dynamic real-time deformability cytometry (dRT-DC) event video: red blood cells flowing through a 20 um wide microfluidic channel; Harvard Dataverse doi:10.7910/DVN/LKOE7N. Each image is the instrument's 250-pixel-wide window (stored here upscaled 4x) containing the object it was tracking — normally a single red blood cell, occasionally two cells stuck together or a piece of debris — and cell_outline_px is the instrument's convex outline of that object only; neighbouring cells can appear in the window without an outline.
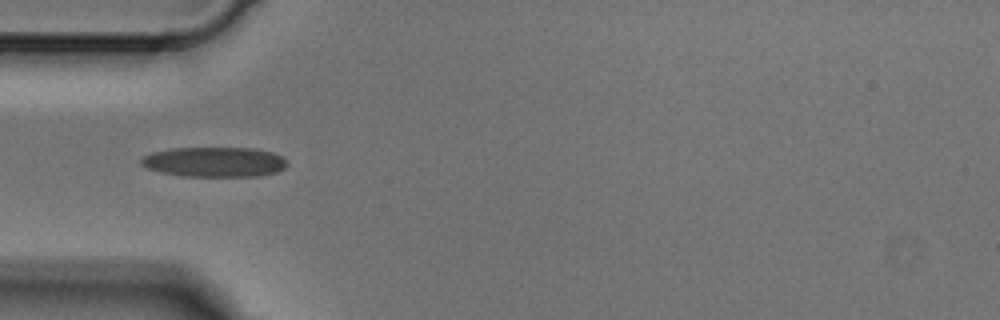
{"species": "Egyptian fruit bat (a non-hibernating species)", "species_latin": "Rousettus aegyptiacus", "temperature_condition": "cold", "stored_images_in_passage": 5, "camera_frame_rate_fps": 3000, "um_per_image_px": 0.085, "animal": {"sex": "male"}, "frame": {"image": 1, "passage_image": 5, "time_ms": 1.333, "image_size_px": [1000, 320], "cell_outline_px": [[288, 164], [284, 168], [276, 172], [260, 176], [180, 176], [160, 172], [148, 168], [140, 164], [140, 160], [144, 156], [152, 152], [168, 148], [256, 148], [272, 152], [288, 160]], "centroid_in_image_um": [18.23, 13.76], "position_along_channel_um": 66.8, "area_um2": 25.66}}